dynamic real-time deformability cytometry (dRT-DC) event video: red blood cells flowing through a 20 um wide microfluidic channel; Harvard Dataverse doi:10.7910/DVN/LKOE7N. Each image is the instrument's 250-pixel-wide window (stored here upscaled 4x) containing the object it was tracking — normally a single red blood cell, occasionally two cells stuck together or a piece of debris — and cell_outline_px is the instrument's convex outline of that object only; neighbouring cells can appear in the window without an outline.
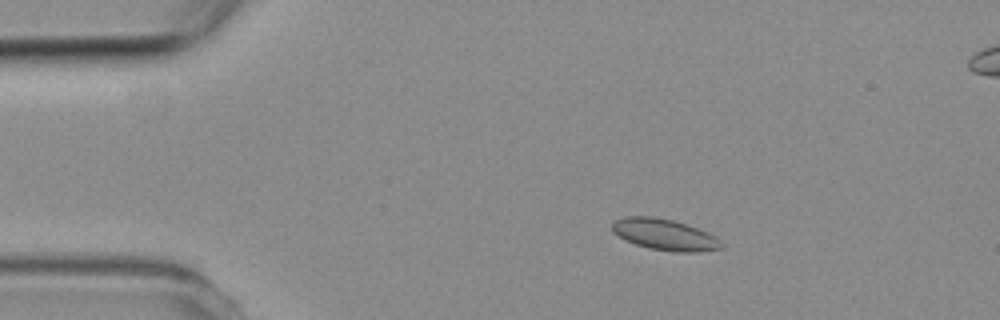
{"species": "common noctule bat (a hibernating species)", "species_latin": "Nyctalus noctula", "temperature_condition": "room temperature", "stored_images_in_passage": 5, "camera_frame_rate_fps": 3000, "um_per_image_px": 0.085, "animal": {"sex": "female", "body_mass_g": 19.3, "forearm_length_mm": 54.1}, "frame": {"image": 1, "passage_image": 3, "time_ms": 2.333, "image_size_px": [1000, 320], "cell_outline_px": [[724, 248], [696, 252], [676, 252], [648, 248], [624, 240], [612, 232], [612, 224], [616, 220], [624, 216], [652, 216], [672, 220], [708, 232], [716, 236], [724, 244]], "centroid_in_image_um": [56.5, 19.95], "position_along_channel_um": 28.5, "area_um2": 19.94}}